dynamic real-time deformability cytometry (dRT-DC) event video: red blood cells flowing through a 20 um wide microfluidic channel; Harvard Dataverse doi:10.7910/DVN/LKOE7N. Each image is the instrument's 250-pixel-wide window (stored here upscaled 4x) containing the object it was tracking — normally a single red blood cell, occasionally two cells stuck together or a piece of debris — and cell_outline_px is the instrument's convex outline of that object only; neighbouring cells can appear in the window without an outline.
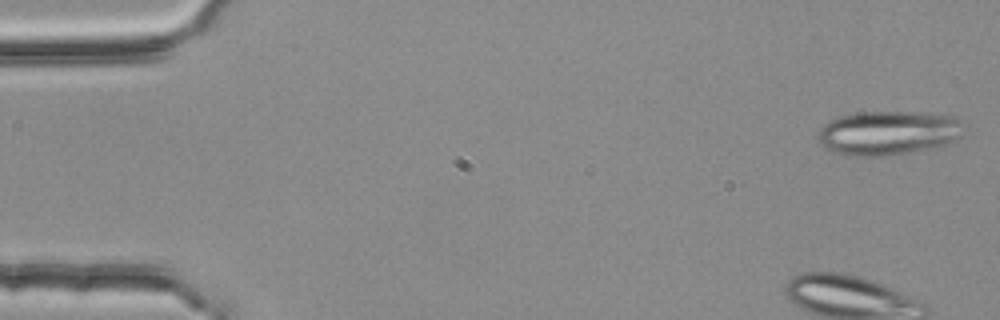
{"species": "common noctule bat (a hibernating species)", "species_latin": "Nyctalus noctula", "temperature_condition": "room temperature", "stored_images_in_passage": 4, "camera_frame_rate_fps": 3000, "um_per_image_px": 0.085, "animal": {"sex": "female", "body_mass_g": 25.1}, "frame": {"image": 1, "passage_image": 1, "time_ms": 0.0, "image_size_px": [1000, 320], "cell_outline_px": [[968, 124], [960, 136], [952, 144], [908, 152], [880, 156], [848, 156], [832, 152], [824, 148], [820, 144], [816, 136], [816, 132], [824, 124], [840, 116], [864, 112], [912, 112], [952, 116]], "centroid_in_image_um": [75.51, 11.31], "position_along_channel_um": 9.5, "area_um2": 37.92}}